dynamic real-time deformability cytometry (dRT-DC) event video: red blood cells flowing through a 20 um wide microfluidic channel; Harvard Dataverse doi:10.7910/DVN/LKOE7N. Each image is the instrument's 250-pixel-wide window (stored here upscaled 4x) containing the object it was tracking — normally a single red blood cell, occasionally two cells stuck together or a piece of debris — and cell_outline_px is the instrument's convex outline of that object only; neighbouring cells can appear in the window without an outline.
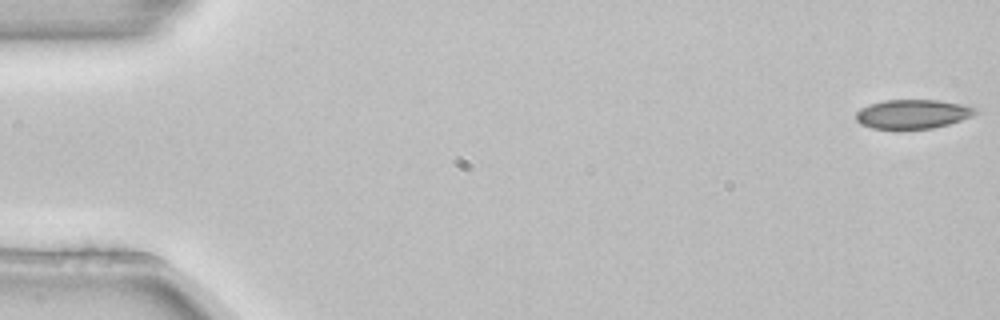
{"species": "common noctule bat (a hibernating species)", "species_latin": "Nyctalus noctula", "temperature_condition": "room temperature", "stored_images_in_passage": 5, "camera_frame_rate_fps": 3000, "um_per_image_px": 0.085, "animal": {"sex": "female", "body_mass_g": 22.7, "forearm_length_mm": 54.2}, "frame": {"image": 1, "passage_image": 1, "time_ms": 0.0, "image_size_px": [1000, 320], "cell_outline_px": [[980, 112], [972, 116], [948, 124], [932, 128], [872, 128], [860, 124], [856, 120], [856, 112], [872, 104], [884, 100], [940, 100], [980, 108]], "centroid_in_image_um": [77.64, 9.68], "position_along_channel_um": 7.4, "area_um2": 20.06}}
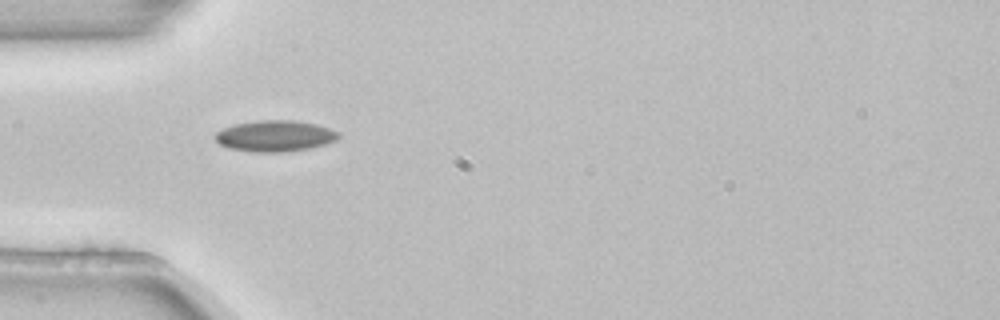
{"frame": {"image": 2, "passage_image": 4, "time_ms": 1.0, "image_size_px": [1000, 320], "cell_outline_px": [[340, 136], [336, 140], [312, 148], [284, 152], [252, 152], [228, 148], [220, 144], [212, 136], [216, 132], [224, 128], [236, 124], [260, 120], [292, 120], [316, 124], [340, 132]], "centroid_in_image_um": [23.37, 11.56], "position_along_channel_um": 61.6, "area_um2": 22.43}}